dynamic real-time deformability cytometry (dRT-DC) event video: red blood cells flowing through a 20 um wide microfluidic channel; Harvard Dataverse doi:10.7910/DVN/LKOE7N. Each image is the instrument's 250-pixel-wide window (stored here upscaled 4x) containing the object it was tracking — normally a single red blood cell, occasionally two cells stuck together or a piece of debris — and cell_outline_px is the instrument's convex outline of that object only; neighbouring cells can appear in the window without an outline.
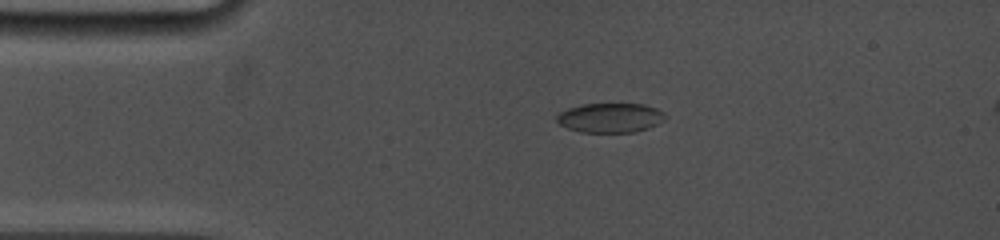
{"species": "common noctule bat (a hibernating species)", "species_latin": "Nyctalus noctula", "temperature_condition": "cold", "stored_images_in_passage": 6, "camera_frame_rate_fps": 5000, "um_per_image_px": 0.085, "animal": {"sex": "female", "body_mass_g": 19.0, "forearm_length_mm": 53.3}, "frame": {"image": 1, "passage_image": 1, "time_ms": 0.0, "image_size_px": [1000, 240], "cell_outline_px": [[668, 116], [664, 120], [648, 128], [636, 132], [580, 132], [568, 128], [560, 124], [556, 120], [556, 116], [560, 112], [568, 108], [584, 104], [644, 104], [656, 108], [664, 112]], "centroid_in_image_um": [51.89, 10.01], "position_along_channel_um": 33.1, "area_um2": 18.67}}
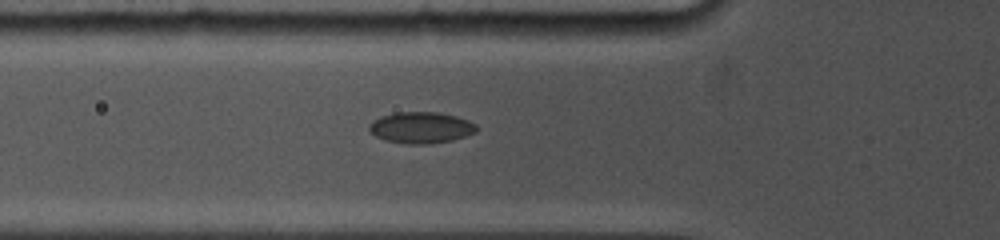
{"frame": {"image": 2, "passage_image": 6, "time_ms": 2.4, "image_size_px": [1000, 240], "cell_outline_px": [[476, 132], [452, 140], [428, 144], [408, 144], [384, 140], [376, 136], [368, 128], [368, 124], [380, 116], [396, 112], [440, 112], [456, 116], [468, 120], [476, 124]], "centroid_in_image_um": [35.77, 10.84], "position_along_channel_um": 90.0, "area_um2": 19.59}}